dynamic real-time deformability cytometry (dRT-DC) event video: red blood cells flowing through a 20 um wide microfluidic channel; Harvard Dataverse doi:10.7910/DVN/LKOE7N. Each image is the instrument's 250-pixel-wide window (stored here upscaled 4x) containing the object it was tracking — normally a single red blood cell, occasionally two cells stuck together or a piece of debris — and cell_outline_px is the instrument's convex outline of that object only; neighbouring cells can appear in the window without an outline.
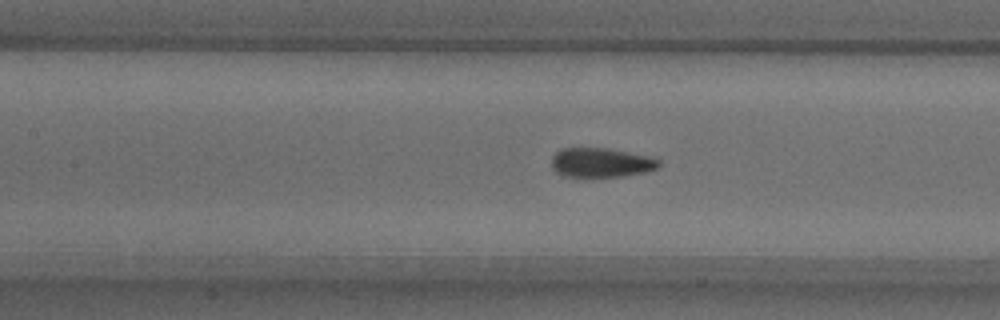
{"species": "common noctule bat (a hibernating species)", "species_latin": "Nyctalus noctula", "temperature_condition": "warm", "stored_images_in_passage": 32, "camera_frame_rate_fps": 3000, "um_per_image_px": 0.085, "animal": {"sex": "male", "body_mass_g": 18.8}, "frame": {"image": 1, "passage_image": 14, "time_ms": 4.333, "image_size_px": [1000, 320], "cell_outline_px": [[660, 164], [656, 168], [644, 172], [620, 176], [564, 176], [556, 172], [552, 168], [552, 156], [560, 148], [608, 148], [656, 156], [660, 160]], "centroid_in_image_um": [51.12, 13.79], "position_along_channel_um": 156.3, "area_um2": 18.5}}
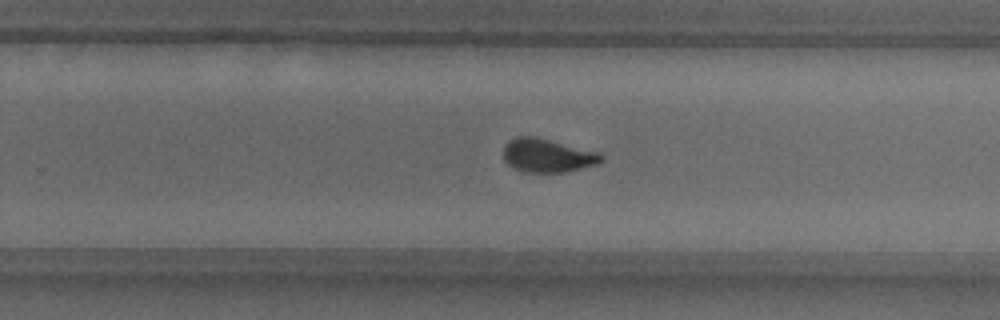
{"frame": {"image": 2, "passage_image": 24, "time_ms": 7.667, "image_size_px": [1000, 320], "cell_outline_px": [[604, 160], [596, 164], [564, 172], [520, 172], [512, 168], [504, 160], [504, 144], [508, 140], [516, 136], [532, 136], [600, 152], [604, 156]], "centroid_in_image_um": [46.5, 13.22], "position_along_channel_um": 283.3, "area_um2": 19.19}}
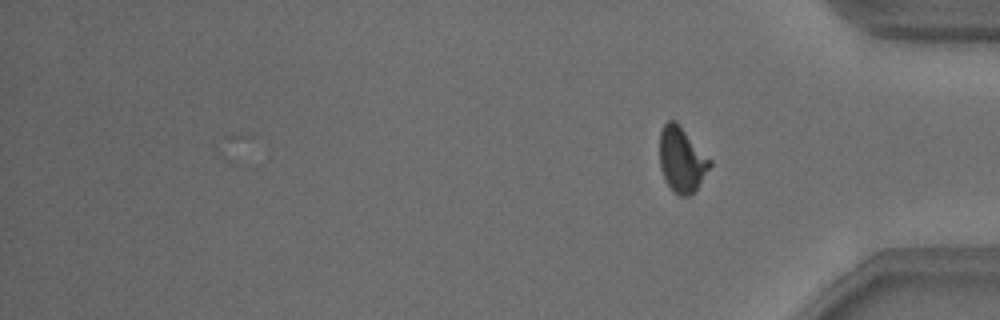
{"frame": {"image": 3, "passage_image": 32, "time_ms": 10.333, "image_size_px": [1000, 320], "cell_outline_px": [[712, 164], [696, 192], [688, 196], [680, 196], [668, 184], [660, 168], [660, 132], [664, 124], [668, 120], [676, 120], [712, 160]], "centroid_in_image_um": [57.98, 13.55], "position_along_channel_um": 377.2, "area_um2": 19.19}, "authors_computed_cell_mechanics": {"area_um2": 19.2763, "velocity_mm_per_s": 3.8199, "shape_relaxation_time_tau1_ms": 4.0821, "shape_relaxation_time_tau2_ms": null, "deformation_change_tau1": 0.1308, "deformation_change_tau2": null}}